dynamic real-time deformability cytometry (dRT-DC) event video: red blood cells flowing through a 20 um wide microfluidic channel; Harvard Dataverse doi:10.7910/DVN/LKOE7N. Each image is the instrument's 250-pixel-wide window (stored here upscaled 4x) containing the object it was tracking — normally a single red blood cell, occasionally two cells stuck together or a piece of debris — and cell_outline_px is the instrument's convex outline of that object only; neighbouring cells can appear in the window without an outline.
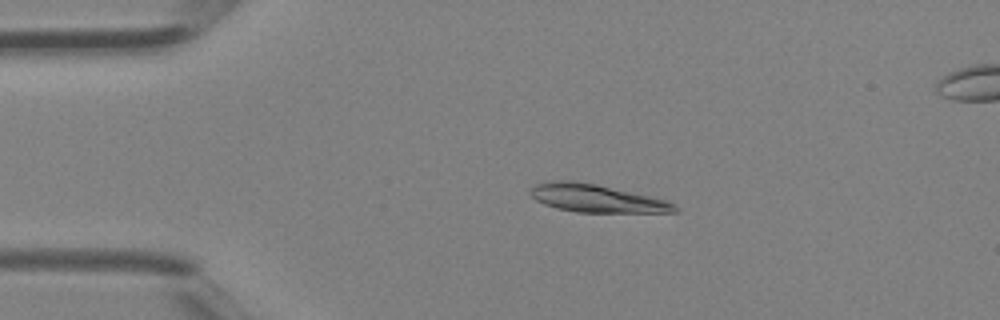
{"species": "Egyptian fruit bat (a non-hibernating species)", "species_latin": "Rousettus aegyptiacus", "temperature_condition": "room temperature", "stored_images_in_passage": 42, "segment_of_instrument_passage": [1, 2], "camera_frame_rate_fps": 3000, "um_per_image_px": 0.085, "animal": {"sex": "female"}, "frame": {"image": 1, "passage_image": 9, "time_ms": 2.667, "image_size_px": [1000, 320], "cell_outline_px": [[680, 212], [576, 212], [556, 208], [544, 204], [536, 200], [528, 192], [536, 184], [560, 180], [576, 180], [596, 184], [668, 200], [676, 204], [680, 208]], "centroid_in_image_um": [50.75, 16.86], "position_along_channel_um": 34.3, "area_um2": 23.47}}
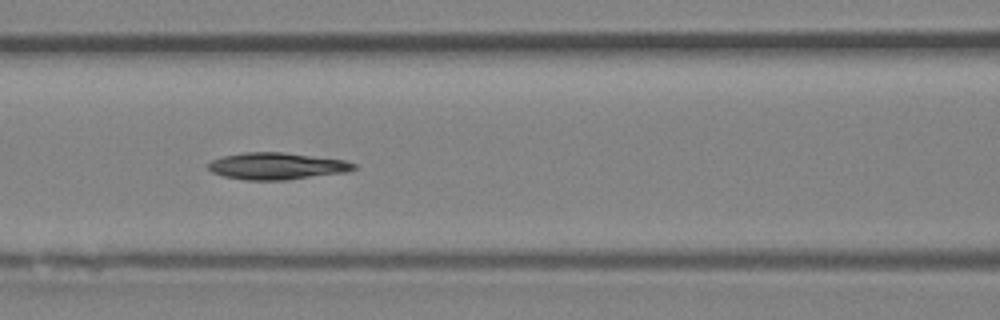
{"frame": {"image": 2, "passage_image": 18, "time_ms": 5.667, "image_size_px": [1000, 320], "cell_outline_px": [[356, 168], [344, 172], [284, 180], [244, 180], [224, 176], [212, 172], [208, 168], [208, 164], [212, 160], [224, 156], [244, 152], [284, 152], [344, 160], [356, 164]], "centroid_in_image_um": [23.5, 14.11], "position_along_channel_um": 143.1, "area_um2": 22.54}}
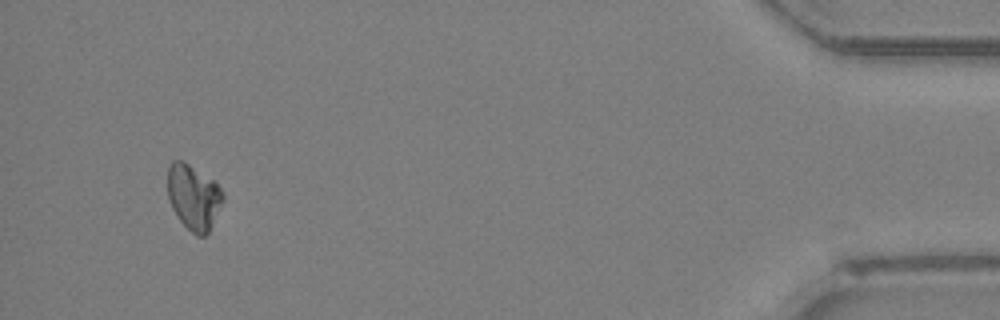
{"frame": {"image": 3, "passage_image": 39, "time_ms": 12.667, "image_size_px": [1000, 320], "cell_outline_px": [[224, 200], [208, 232], [204, 236], [196, 236], [180, 220], [172, 208], [168, 196], [168, 164], [172, 160], [184, 160], [212, 180], [224, 192]], "centroid_in_image_um": [16.44, 16.73], "position_along_channel_um": 418.8, "area_um2": 20.87}}